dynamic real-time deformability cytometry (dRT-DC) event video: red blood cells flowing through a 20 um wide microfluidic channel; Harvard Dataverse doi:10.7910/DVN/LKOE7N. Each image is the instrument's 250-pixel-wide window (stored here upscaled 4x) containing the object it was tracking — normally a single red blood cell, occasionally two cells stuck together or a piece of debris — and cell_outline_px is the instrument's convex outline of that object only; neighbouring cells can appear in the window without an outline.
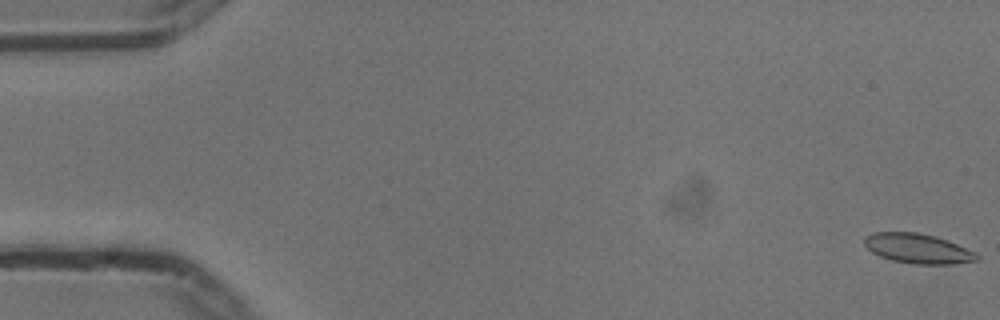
{"species": "common noctule bat (a hibernating species)", "species_latin": "Nyctalus noctula", "temperature_condition": "cold", "stored_images_in_passage": 14, "camera_frame_rate_fps": 3000, "um_per_image_px": 0.085, "animal": {"sex": "male", "body_mass_g": 13.3}, "frame": {"image": 1, "passage_image": 1, "time_ms": 0.0, "image_size_px": [1000, 320], "cell_outline_px": [[980, 260], [952, 264], [912, 264], [892, 260], [880, 256], [872, 252], [864, 244], [864, 236], [872, 232], [916, 232], [936, 236], [948, 240], [976, 252], [980, 256]], "centroid_in_image_um": [78.03, 21.12], "position_along_channel_um": 7.0, "area_um2": 19.71}}
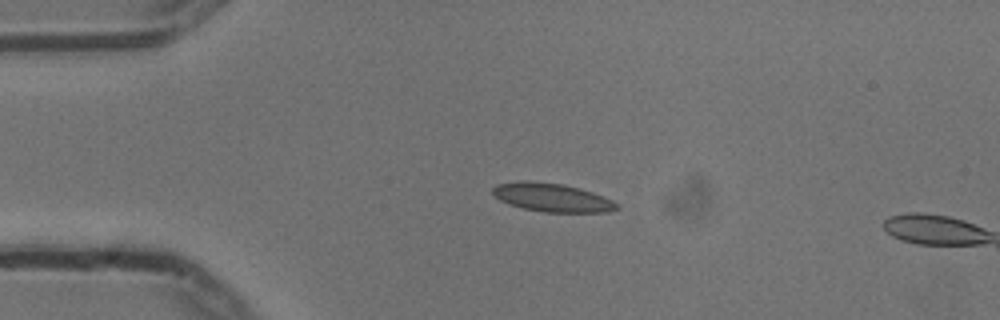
{"frame": {"image": 2, "passage_image": 13, "time_ms": 4.0, "image_size_px": [1000, 320], "cell_outline_px": [[620, 208], [608, 212], [544, 212], [524, 208], [508, 204], [500, 200], [492, 192], [492, 188], [496, 184], [524, 180], [528, 180], [564, 184], [592, 192], [604, 196], [620, 204]], "centroid_in_image_um": [46.94, 16.78], "position_along_channel_um": 38.1, "area_um2": 20.69}}